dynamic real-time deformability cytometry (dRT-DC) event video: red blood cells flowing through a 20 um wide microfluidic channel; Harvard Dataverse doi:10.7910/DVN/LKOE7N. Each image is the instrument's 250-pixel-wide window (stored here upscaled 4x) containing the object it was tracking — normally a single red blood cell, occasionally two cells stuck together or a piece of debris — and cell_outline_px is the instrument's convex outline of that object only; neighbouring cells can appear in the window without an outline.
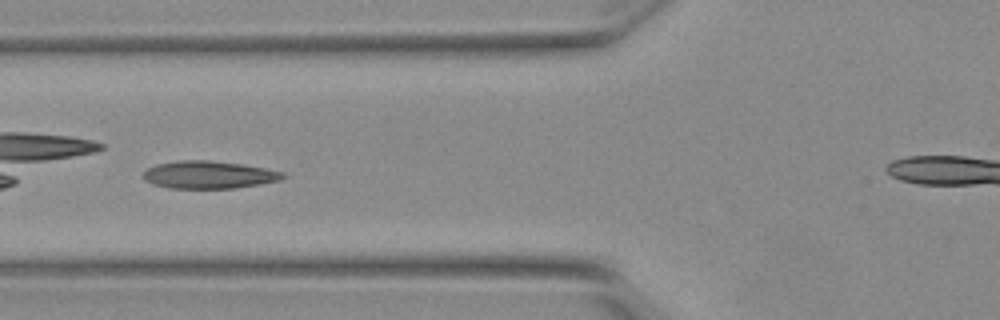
{"species": "Egyptian fruit bat (a non-hibernating species)", "species_latin": "Rousettus aegyptiacus", "temperature_condition": "warm", "stored_images_in_passage": 39, "camera_frame_rate_fps": 3000, "um_per_image_px": 0.085, "animal": {"sex": "female"}, "frame": {"image": 1, "passage_image": 6, "time_ms": 1.667, "image_size_px": [1000, 320], "cell_outline_px": [[288, 176], [280, 180], [260, 184], [236, 188], [168, 188], [152, 184], [144, 180], [144, 172], [148, 168], [156, 164], [180, 160], [208, 160], [240, 164], [264, 168], [284, 172]], "centroid_in_image_um": [17.75, 14.86], "position_along_channel_um": 108.0, "area_um2": 22.43}, "authors_computed_cell_mechanics": {"area_um2": 21.7328, "velocity_mm_per_s": 3.8213, "shape_relaxation_time_tau1_ms": 8.3128, "shape_relaxation_time_tau2_ms": 2.0608, "deformation_change_tau1": 0.1899, "deformation_change_tau2": 0.0789}}